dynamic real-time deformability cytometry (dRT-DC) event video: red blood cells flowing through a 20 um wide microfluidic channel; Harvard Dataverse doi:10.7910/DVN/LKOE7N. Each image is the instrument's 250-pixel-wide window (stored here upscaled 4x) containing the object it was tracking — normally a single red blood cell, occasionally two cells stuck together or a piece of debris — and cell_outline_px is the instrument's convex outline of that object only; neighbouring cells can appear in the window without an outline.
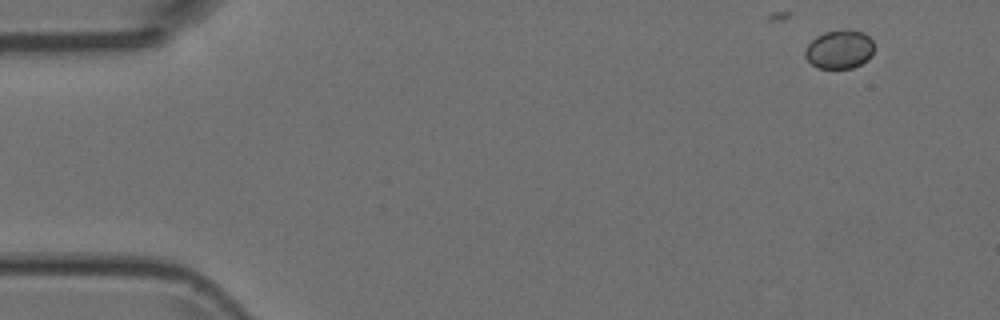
{"species": "Egyptian fruit bat (a non-hibernating species)", "species_latin": "Rousettus aegyptiacus", "temperature_condition": "room temperature", "stored_images_in_passage": 14, "camera_frame_rate_fps": 3000, "um_per_image_px": 0.085, "animal": {"sex": "female"}, "frame": {"image": 1, "passage_image": 1, "time_ms": 0.0, "image_size_px": [1000, 320], "cell_outline_px": [[872, 56], [868, 60], [852, 68], [816, 68], [804, 56], [804, 52], [808, 44], [816, 36], [824, 32], [864, 32], [872, 40]], "centroid_in_image_um": [71.33, 4.24], "position_along_channel_um": 13.7, "area_um2": 15.14}}
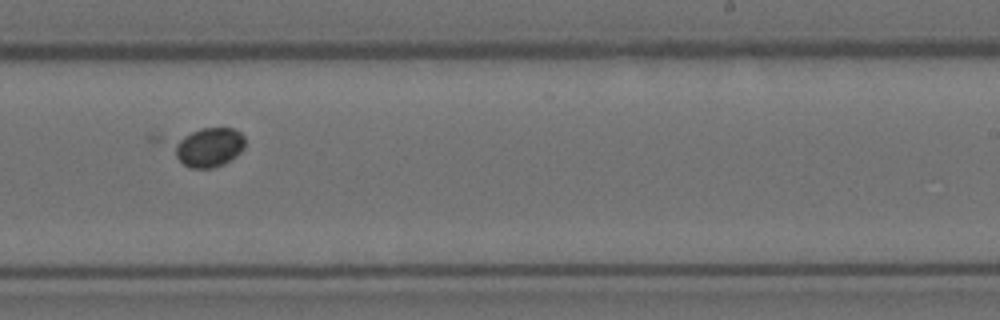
{"frame": {"image": 2, "passage_image": 9, "time_ms": 2.667, "image_size_px": [1000, 320], "cell_outline_px": [[244, 148], [236, 156], [224, 164], [212, 168], [192, 168], [184, 164], [176, 156], [176, 140], [200, 128], [236, 128], [244, 136]], "centroid_in_image_um": [17.81, 12.51], "position_along_channel_um": 271.2, "area_um2": 16.01}}
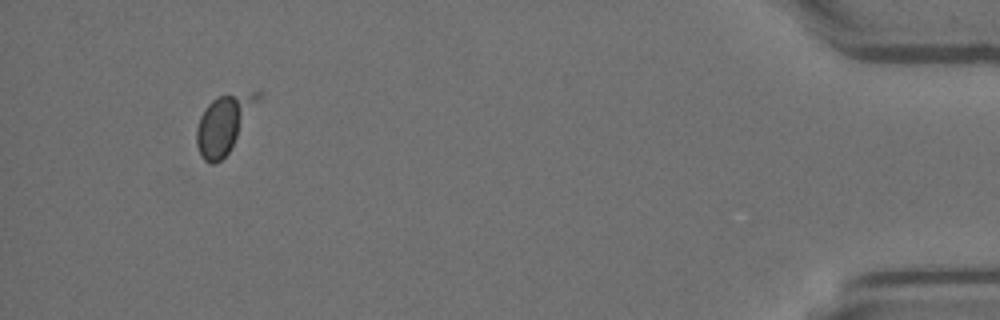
{"frame": {"image": 3, "passage_image": 13, "time_ms": 4.0, "image_size_px": [1000, 320], "cell_outline_px": [[260, 96], [228, 152], [216, 164], [212, 164], [204, 160], [196, 144], [196, 128], [200, 116], [204, 108], [212, 100], [220, 96], [252, 92], [260, 92]], "centroid_in_image_um": [18.95, 10.55], "position_along_channel_um": 416.2, "area_um2": 19.77}}